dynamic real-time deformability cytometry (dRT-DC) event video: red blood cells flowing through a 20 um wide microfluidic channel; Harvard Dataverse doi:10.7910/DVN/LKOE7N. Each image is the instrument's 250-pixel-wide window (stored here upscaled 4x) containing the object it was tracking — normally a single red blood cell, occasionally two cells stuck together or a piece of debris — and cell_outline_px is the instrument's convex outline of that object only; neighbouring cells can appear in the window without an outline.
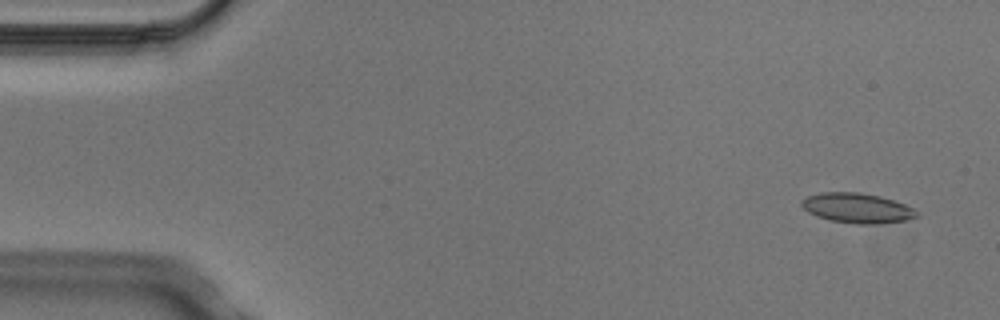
{"species": "Egyptian fruit bat (a non-hibernating species)", "species_latin": "Rousettus aegyptiacus", "temperature_condition": "cold", "stored_images_in_passage": 4, "camera_frame_rate_fps": 3000, "um_per_image_px": 0.085, "animal": {"sex": "male"}, "frame": {"image": 1, "passage_image": 1, "time_ms": 0.0, "image_size_px": [1000, 320], "cell_outline_px": [[920, 216], [904, 220], [872, 224], [856, 224], [828, 220], [816, 216], [808, 212], [800, 204], [800, 200], [808, 196], [820, 192], [860, 192], [880, 196], [904, 204], [920, 212]], "centroid_in_image_um": [72.83, 17.68], "position_along_channel_um": 12.2, "area_um2": 20.11}}